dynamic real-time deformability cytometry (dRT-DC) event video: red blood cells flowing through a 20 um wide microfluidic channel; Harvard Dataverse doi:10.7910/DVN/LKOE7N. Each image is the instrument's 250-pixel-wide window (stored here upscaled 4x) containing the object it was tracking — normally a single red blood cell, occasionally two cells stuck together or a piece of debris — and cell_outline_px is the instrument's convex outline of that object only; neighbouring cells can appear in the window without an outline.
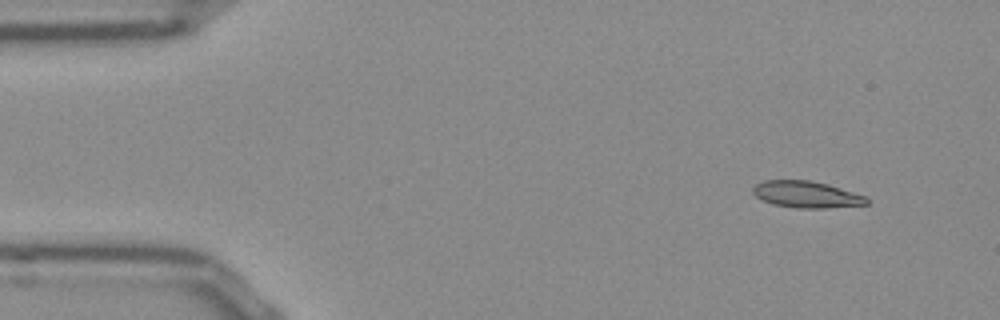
{"species": "Egyptian fruit bat (a non-hibernating species)", "species_latin": "Rousettus aegyptiacus", "temperature_condition": "room temperature", "stored_images_in_passage": 48, "camera_frame_rate_fps": 3000, "um_per_image_px": 0.085, "frame": {"image": 1, "passage_image": 1, "time_ms": 0.0, "image_size_px": [1000, 320], "cell_outline_px": [[868, 204], [824, 208], [796, 208], [772, 204], [756, 196], [752, 192], [752, 188], [756, 184], [764, 180], [808, 180], [828, 184], [868, 196]], "centroid_in_image_um": [68.56, 16.52], "position_along_channel_um": 16.4, "area_um2": 17.69}}
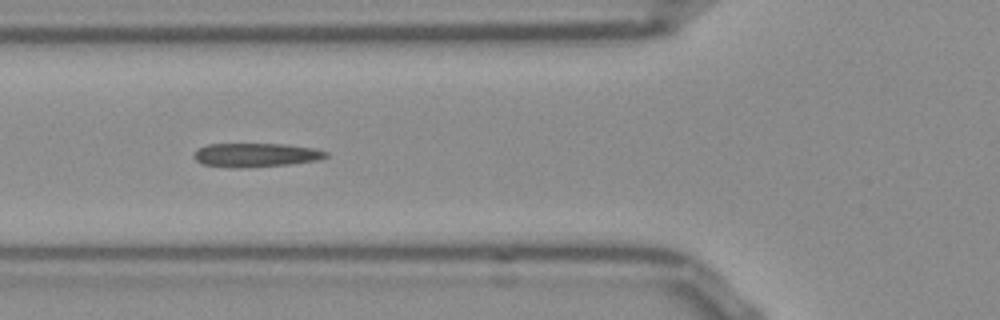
{"frame": {"image": 2, "passage_image": 15, "time_ms": 4.667, "image_size_px": [1000, 320], "cell_outline_px": [[328, 156], [316, 160], [288, 164], [240, 168], [232, 168], [204, 164], [196, 160], [192, 156], [192, 152], [196, 148], [208, 144], [284, 144], [312, 148], [328, 152]], "centroid_in_image_um": [21.66, 13.17], "position_along_channel_um": 104.1, "area_um2": 18.32}}
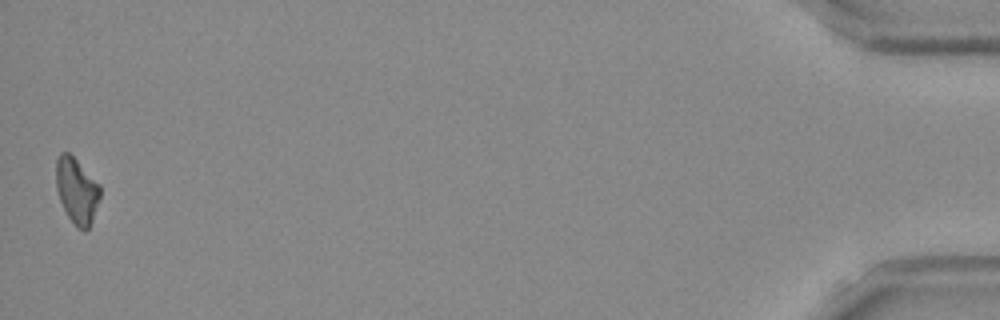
{"frame": {"image": 3, "passage_image": 48, "time_ms": 15.667, "image_size_px": [1000, 320], "cell_outline_px": [[100, 196], [92, 220], [88, 228], [84, 232], [76, 228], [68, 216], [60, 200], [56, 188], [56, 160], [60, 152], [68, 152], [100, 184]], "centroid_in_image_um": [6.51, 16.22], "position_along_channel_um": 428.7, "area_um2": 16.76}, "authors_computed_cell_mechanics": {"area_um2": 17.9469, "velocity_mm_per_s": 3.8489, "shape_relaxation_time_tau1_ms": null, "shape_relaxation_time_tau2_ms": 3.9754, "deformation_change_tau1": null, "deformation_change_tau2": 0.1127}}